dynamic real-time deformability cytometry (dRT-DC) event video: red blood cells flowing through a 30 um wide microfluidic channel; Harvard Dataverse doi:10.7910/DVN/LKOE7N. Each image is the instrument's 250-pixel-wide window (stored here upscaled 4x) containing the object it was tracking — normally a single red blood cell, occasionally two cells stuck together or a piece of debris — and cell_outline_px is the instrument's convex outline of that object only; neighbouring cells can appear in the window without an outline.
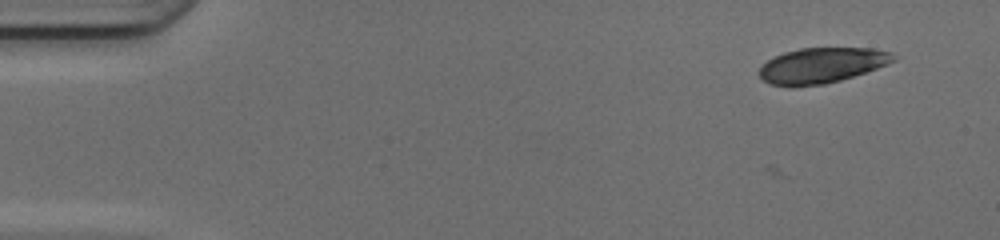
{"species": "common noctule bat (a hibernating species)", "species_latin": "Nyctalus noctula", "temperature_condition": "cold", "stored_images_in_passage": 3, "camera_frame_rate_fps": 3000, "um_per_image_px": 0.085, "animal": {"sex": "female", "body_mass_g": 17.0, "forearm_length_mm": 48.0}, "frame": {"image": 1, "passage_image": 3, "time_ms": 0.667, "image_size_px": [1000, 240], "cell_outline_px": [[900, 56], [896, 60], [888, 64], [840, 80], [824, 84], [792, 88], [768, 84], [756, 72], [768, 60], [784, 52], [800, 48], [872, 48], [892, 52]], "centroid_in_image_um": [69.84, 5.57], "position_along_channel_um": 15.2, "area_um2": 27.98}}